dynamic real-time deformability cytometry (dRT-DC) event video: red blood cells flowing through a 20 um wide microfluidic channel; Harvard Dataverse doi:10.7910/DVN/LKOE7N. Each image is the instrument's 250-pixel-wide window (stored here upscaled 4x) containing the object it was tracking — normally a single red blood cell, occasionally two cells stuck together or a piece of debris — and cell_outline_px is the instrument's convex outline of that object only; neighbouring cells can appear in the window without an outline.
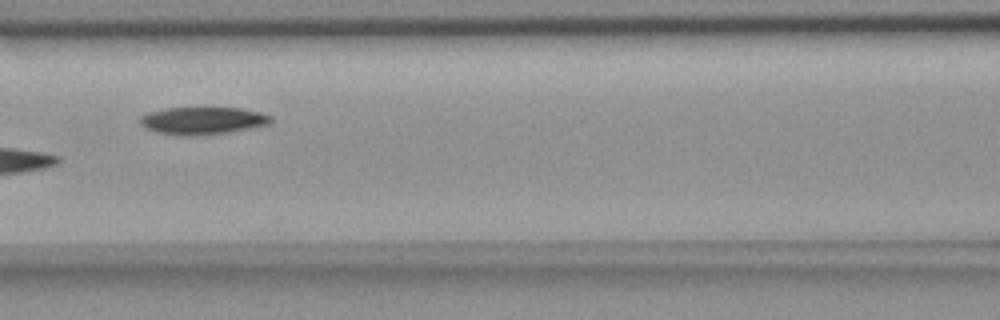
{"species": "common noctule bat (a hibernating species)", "species_latin": "Nyctalus noctula", "temperature_condition": "room temperature", "stored_images_in_passage": 7, "camera_frame_rate_fps": 3000, "um_per_image_px": 0.085, "animal": {"sex": "female", "body_mass_g": 18.4}, "frame": {"image": 1, "passage_image": 7, "time_ms": 2.0, "image_size_px": [1000, 320], "cell_outline_px": [[272, 120], [268, 124], [228, 132], [200, 136], [184, 136], [156, 132], [144, 128], [140, 124], [140, 116], [148, 112], [164, 108], [240, 108], [272, 116]], "centroid_in_image_um": [17.15, 10.26], "position_along_channel_um": 149.5, "area_um2": 20.87}}